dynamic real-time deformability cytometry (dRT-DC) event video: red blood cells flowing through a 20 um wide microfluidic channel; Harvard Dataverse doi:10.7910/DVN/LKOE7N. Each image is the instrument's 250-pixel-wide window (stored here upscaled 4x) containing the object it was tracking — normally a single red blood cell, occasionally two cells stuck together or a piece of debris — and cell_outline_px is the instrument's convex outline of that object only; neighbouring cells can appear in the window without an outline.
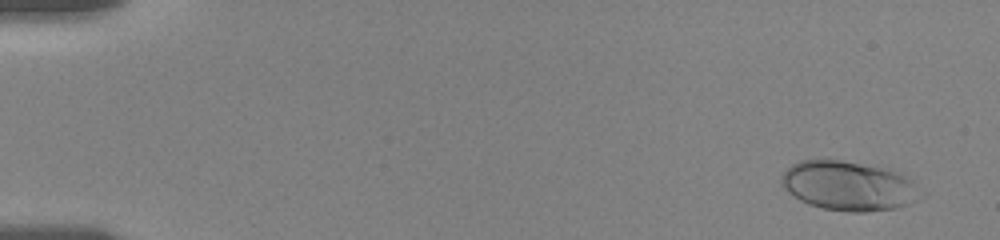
{"species": "human", "species_latin": "Homo sapiens", "temperature_condition": "room temperature", "stored_images_in_passage": 29, "camera_frame_rate_fps": 3000, "um_per_image_px": 0.085, "donor": {"sex": "female"}, "frame": {"image": 1, "passage_image": 3, "time_ms": 1.0, "image_size_px": [1000, 240], "cell_outline_px": [[908, 200], [904, 204], [896, 208], [864, 212], [848, 212], [824, 208], [808, 204], [800, 200], [788, 192], [780, 180], [780, 176], [792, 164], [800, 160], [840, 160], [880, 168], [892, 172], [908, 180]], "centroid_in_image_um": [71.83, 15.79], "position_along_channel_um": 13.2, "area_um2": 37.63}}
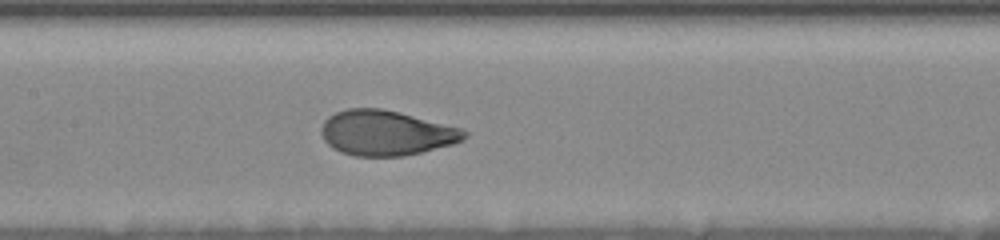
{"frame": {"image": 2, "passage_image": 18, "time_ms": 9.333, "image_size_px": [1000, 240], "cell_outline_px": [[468, 136], [464, 140], [452, 144], [404, 156], [352, 156], [340, 152], [332, 148], [324, 140], [320, 132], [320, 128], [324, 120], [328, 116], [336, 112], [348, 108], [380, 108], [400, 112], [460, 128], [468, 132]], "centroid_in_image_um": [32.78, 11.3], "position_along_channel_um": 174.6, "area_um2": 37.69}}
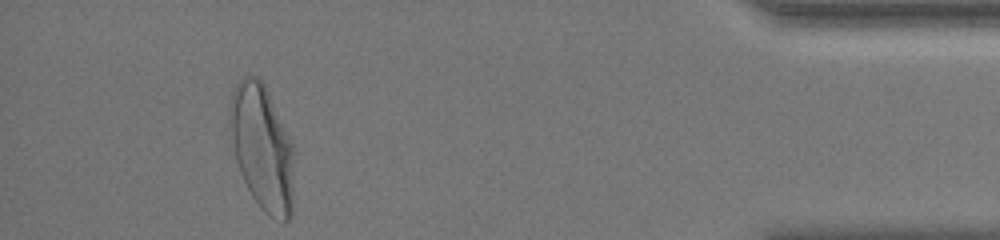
{"frame": {"image": 3, "passage_image": 28, "time_ms": 17.333, "image_size_px": [1000, 240], "cell_outline_px": [[292, 216], [284, 224], [264, 212], [252, 196], [240, 172], [236, 160], [228, 116], [228, 112], [232, 92], [236, 84], [244, 76], [256, 76], [264, 84], [292, 140]], "centroid_in_image_um": [22.28, 12.54], "position_along_channel_um": 412.9, "area_um2": 46.64}, "authors_computed_cell_mechanics": {"area_um2": 37.6856, "velocity_mm_per_s": 3.6144, "shape_relaxation_time_tau1_ms": 4.0117, "shape_relaxation_time_tau2_ms": null, "deformation_change_tau1": 0.1771, "deformation_change_tau2": null}}